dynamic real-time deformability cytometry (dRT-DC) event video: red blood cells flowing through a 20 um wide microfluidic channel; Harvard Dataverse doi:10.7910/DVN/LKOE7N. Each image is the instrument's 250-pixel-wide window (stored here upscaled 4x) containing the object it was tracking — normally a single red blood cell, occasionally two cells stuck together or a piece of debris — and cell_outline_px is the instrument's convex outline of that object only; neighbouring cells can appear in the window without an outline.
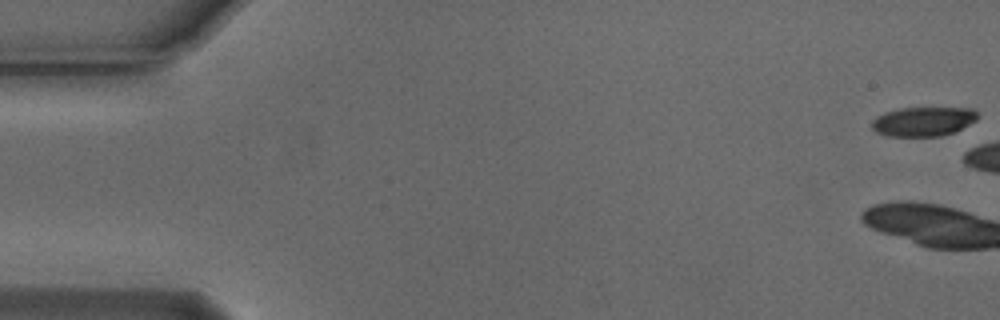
{"species": "Egyptian fruit bat (a non-hibernating species)", "species_latin": "Rousettus aegyptiacus", "temperature_condition": "cold", "stored_images_in_passage": 10, "camera_frame_rate_fps": 3000, "um_per_image_px": 0.085, "animal": {"sex": "male"}, "frame": {"image": 1, "passage_image": 1, "time_ms": 0.0, "image_size_px": [1000, 320], "cell_outline_px": [[976, 120], [956, 132], [940, 136], [888, 136], [876, 132], [872, 128], [872, 120], [876, 116], [900, 108], [972, 108], [976, 112]], "centroid_in_image_um": [78.47, 10.33], "position_along_channel_um": 6.5, "area_um2": 17.98}}